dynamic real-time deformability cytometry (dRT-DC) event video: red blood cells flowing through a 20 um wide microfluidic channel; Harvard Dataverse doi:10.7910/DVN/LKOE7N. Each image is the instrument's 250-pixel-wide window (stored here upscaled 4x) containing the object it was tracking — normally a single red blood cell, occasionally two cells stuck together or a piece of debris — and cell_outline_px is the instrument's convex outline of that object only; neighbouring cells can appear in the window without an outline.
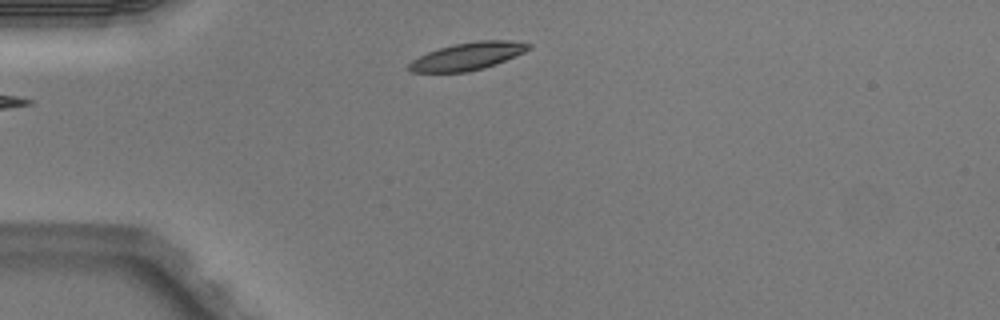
{"species": "Egyptian fruit bat (a non-hibernating species)", "species_latin": "Rousettus aegyptiacus", "temperature_condition": "warm", "stored_images_in_passage": 2, "camera_frame_rate_fps": 3000, "um_per_image_px": 0.085, "animal": {"sex": "male"}, "frame": {"image": 1, "passage_image": 2, "time_ms": 0.333, "image_size_px": [1000, 320], "cell_outline_px": [[532, 48], [524, 52], [496, 64], [484, 68], [468, 72], [412, 72], [408, 68], [408, 64], [412, 60], [428, 52], [452, 44], [476, 40], [508, 40], [532, 44]], "centroid_in_image_um": [39.77, 4.77], "position_along_channel_um": 45.2, "area_um2": 19.19}}